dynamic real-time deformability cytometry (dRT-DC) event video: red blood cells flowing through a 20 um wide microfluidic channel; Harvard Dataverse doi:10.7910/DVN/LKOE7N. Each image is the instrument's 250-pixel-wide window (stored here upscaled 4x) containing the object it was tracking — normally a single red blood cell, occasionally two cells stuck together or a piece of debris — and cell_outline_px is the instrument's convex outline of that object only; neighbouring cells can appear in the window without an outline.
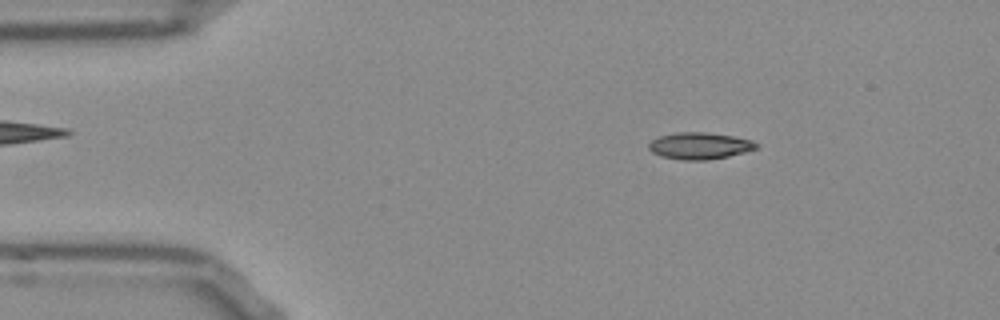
{"species": "Egyptian fruit bat (a non-hibernating species)", "species_latin": "Rousettus aegyptiacus", "temperature_condition": "room temperature", "stored_images_in_passage": 51, "camera_frame_rate_fps": 3000, "um_per_image_px": 0.085, "frame": {"image": 1, "passage_image": 7, "time_ms": 2.0, "image_size_px": [1000, 320], "cell_outline_px": [[760, 148], [728, 156], [704, 160], [684, 160], [660, 156], [652, 152], [648, 148], [648, 144], [652, 140], [660, 136], [676, 132], [708, 132], [732, 136], [752, 140], [760, 144]], "centroid_in_image_um": [59.49, 12.39], "position_along_channel_um": 25.5, "area_um2": 16.82}}
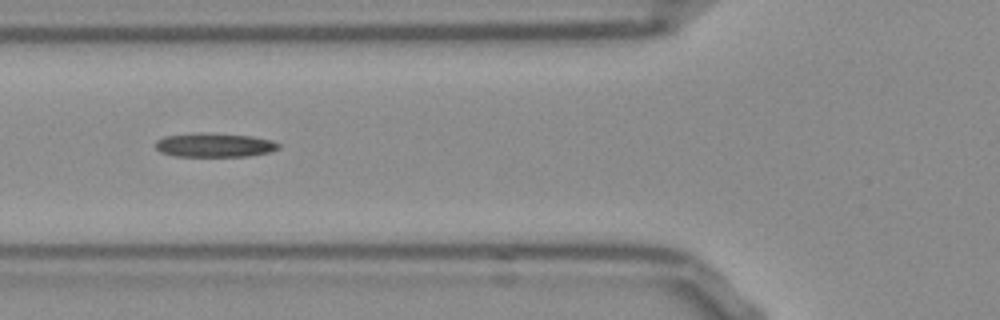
{"frame": {"image": 2, "passage_image": 18, "time_ms": 5.667, "image_size_px": [1000, 320], "cell_outline_px": [[280, 148], [268, 152], [248, 156], [176, 156], [160, 152], [156, 148], [156, 140], [164, 136], [192, 132], [208, 132], [252, 136], [272, 140], [280, 144]], "centroid_in_image_um": [18.21, 12.31], "position_along_channel_um": 107.6, "area_um2": 17.46}}
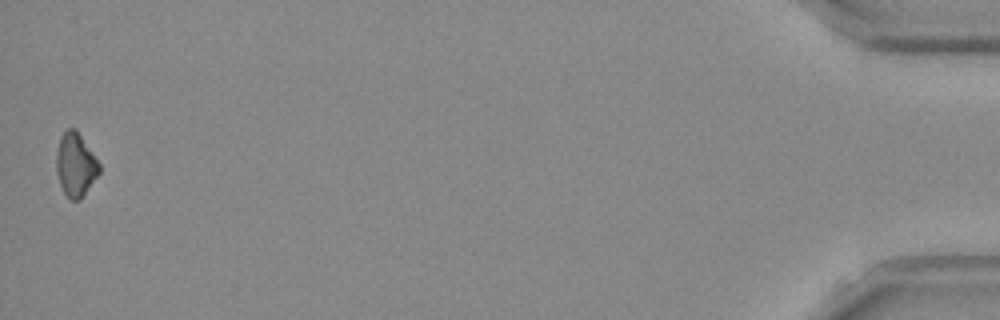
{"frame": {"image": 3, "passage_image": 51, "time_ms": 16.667, "image_size_px": [1000, 320], "cell_outline_px": [[100, 172], [80, 200], [72, 200], [64, 192], [60, 184], [56, 172], [56, 152], [60, 136], [68, 128], [76, 128], [100, 164]], "centroid_in_image_um": [6.41, 13.98], "position_along_channel_um": 428.8, "area_um2": 15.84}}